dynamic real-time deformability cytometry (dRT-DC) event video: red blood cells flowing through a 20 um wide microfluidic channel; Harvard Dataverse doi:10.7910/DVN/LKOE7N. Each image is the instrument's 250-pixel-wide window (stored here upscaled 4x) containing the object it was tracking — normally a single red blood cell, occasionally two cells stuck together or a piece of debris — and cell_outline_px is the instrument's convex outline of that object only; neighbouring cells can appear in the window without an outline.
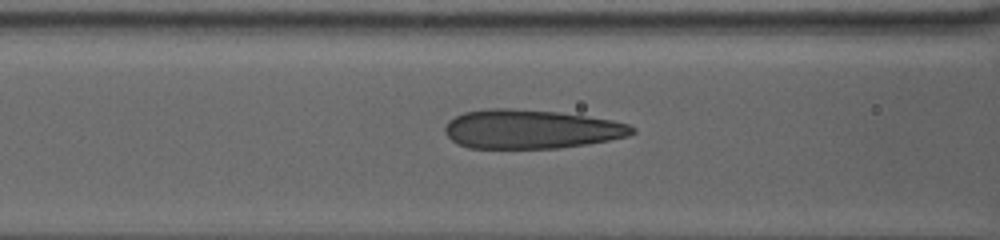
{"species": "human", "species_latin": "Homo sapiens", "temperature_condition": "warm", "stored_images_in_passage": 25, "camera_frame_rate_fps": 3000, "um_per_image_px": 0.085, "donor": {"sex": "female"}, "frame": {"image": 1, "passage_image": 7, "time_ms": 4.333, "image_size_px": [1000, 240], "cell_outline_px": [[636, 132], [628, 136], [588, 144], [556, 148], [468, 148], [456, 144], [444, 132], [444, 128], [448, 120], [464, 112], [488, 108], [508, 108], [560, 112], [588, 116], [612, 120], [628, 124], [636, 128]], "centroid_in_image_um": [45.12, 10.98], "position_along_channel_um": 121.5, "area_um2": 42.77}}
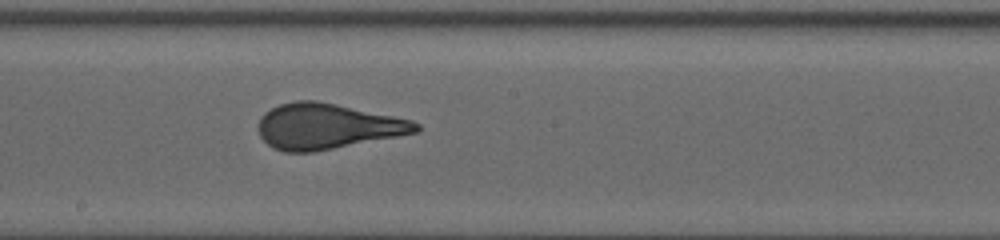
{"frame": {"image": 2, "passage_image": 13, "time_ms": 8.0, "image_size_px": [1000, 240], "cell_outline_px": [[420, 128], [416, 132], [396, 136], [312, 152], [284, 152], [272, 148], [260, 136], [256, 128], [260, 116], [264, 112], [280, 104], [296, 100], [316, 100], [412, 120], [420, 124]], "centroid_in_image_um": [27.73, 10.73], "position_along_channel_um": 220.5, "area_um2": 41.5}}
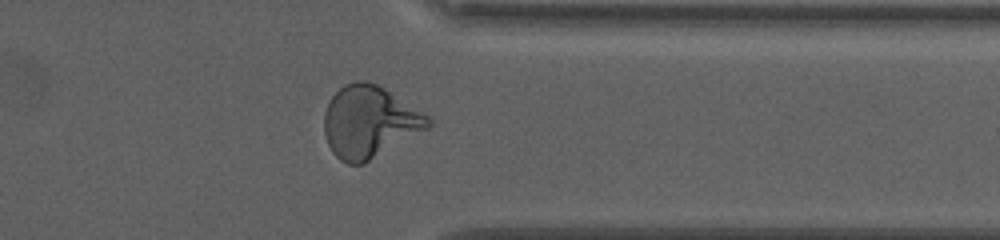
{"frame": {"image": 3, "passage_image": 22, "time_ms": 14.0, "image_size_px": [1000, 240], "cell_outline_px": [[432, 124], [428, 128], [364, 164], [348, 164], [340, 160], [332, 152], [328, 144], [324, 132], [324, 112], [332, 96], [344, 84], [356, 80], [364, 80], [376, 84], [384, 88], [428, 116], [432, 120]], "centroid_in_image_um": [31.37, 10.37], "position_along_channel_um": 380.0, "area_um2": 43.29}}